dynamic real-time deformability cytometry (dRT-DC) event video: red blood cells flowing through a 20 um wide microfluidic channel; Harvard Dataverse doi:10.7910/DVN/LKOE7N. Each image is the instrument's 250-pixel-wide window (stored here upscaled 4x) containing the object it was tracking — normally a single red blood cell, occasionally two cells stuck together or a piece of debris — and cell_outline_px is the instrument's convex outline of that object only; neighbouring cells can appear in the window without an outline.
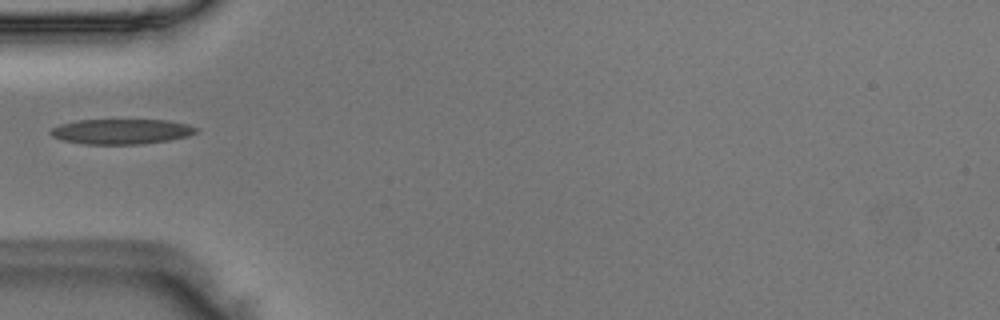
{"species": "Egyptian fruit bat (a non-hibernating species)", "species_latin": "Rousettus aegyptiacus", "temperature_condition": "room temperature", "stored_images_in_passage": 15, "camera_frame_rate_fps": 3000, "um_per_image_px": 0.085, "animal": {"sex": "male"}, "frame": {"image": 1, "passage_image": 1, "time_ms": 0.0, "image_size_px": [1000, 320], "cell_outline_px": [[200, 128], [196, 132], [188, 136], [168, 140], [144, 144], [84, 144], [64, 140], [52, 136], [48, 132], [52, 128], [60, 124], [76, 120], [168, 120], [188, 124]], "centroid_in_image_um": [10.33, 11.17], "position_along_channel_um": 74.7, "area_um2": 21.39}}
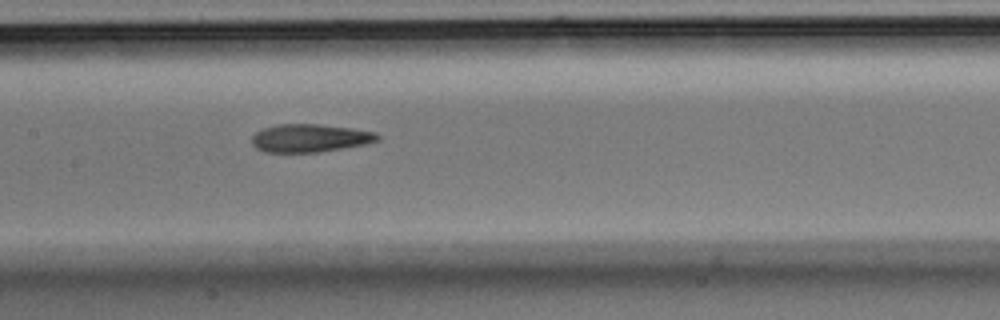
{"frame": {"image": 2, "passage_image": 9, "time_ms": 2.667, "image_size_px": [1000, 320], "cell_outline_px": [[380, 140], [364, 144], [316, 152], [264, 152], [256, 148], [252, 144], [252, 136], [256, 132], [264, 128], [276, 124], [320, 124], [352, 128], [376, 132], [380, 136]], "centroid_in_image_um": [26.33, 11.73], "position_along_channel_um": 181.1, "area_um2": 20.46}}
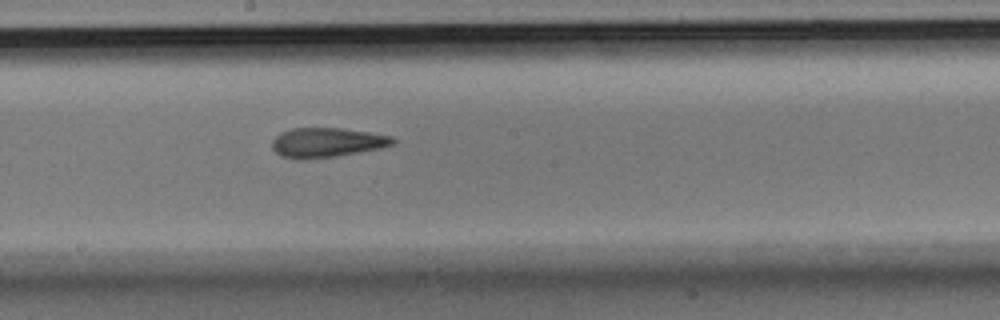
{"frame": {"image": 3, "passage_image": 12, "time_ms": 3.667, "image_size_px": [1000, 320], "cell_outline_px": [[396, 144], [380, 148], [336, 156], [304, 160], [296, 160], [280, 156], [272, 148], [272, 140], [280, 132], [292, 128], [340, 128], [368, 132], [392, 136], [396, 140]], "centroid_in_image_um": [27.75, 12.12], "position_along_channel_um": 220.4, "area_um2": 20.98}}